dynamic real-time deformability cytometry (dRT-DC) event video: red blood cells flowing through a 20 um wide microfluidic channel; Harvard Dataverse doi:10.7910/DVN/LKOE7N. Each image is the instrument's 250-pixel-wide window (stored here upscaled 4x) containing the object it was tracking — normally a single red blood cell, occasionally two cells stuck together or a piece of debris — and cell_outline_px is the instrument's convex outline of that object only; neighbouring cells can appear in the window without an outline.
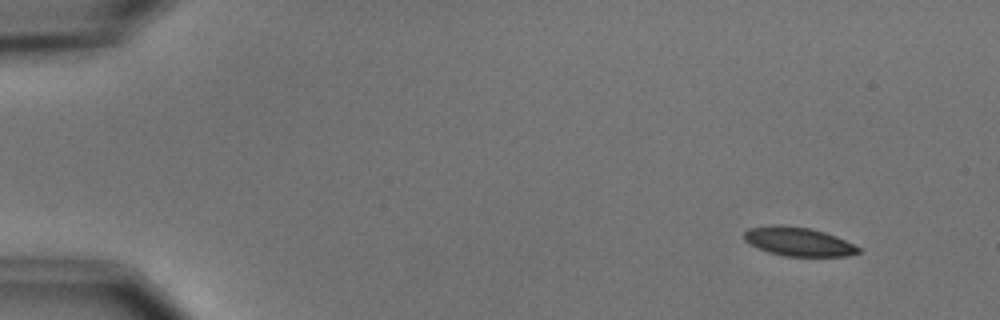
{"species": "common noctule bat (a hibernating species)", "species_latin": "Nyctalus noctula", "temperature_condition": "cold", "stored_images_in_passage": 6, "camera_frame_rate_fps": 3000, "um_per_image_px": 0.085, "animal": {"sex": "male", "body_mass_g": 15.6}, "frame": {"image": 1, "passage_image": 1, "time_ms": 0.0, "image_size_px": [1000, 320], "cell_outline_px": [[860, 252], [848, 256], [784, 256], [768, 252], [748, 244], [744, 240], [744, 232], [748, 228], [772, 224], [776, 224], [808, 228], [824, 232], [836, 236], [860, 248]], "centroid_in_image_um": [67.81, 20.53], "position_along_channel_um": 17.2, "area_um2": 19.19}}
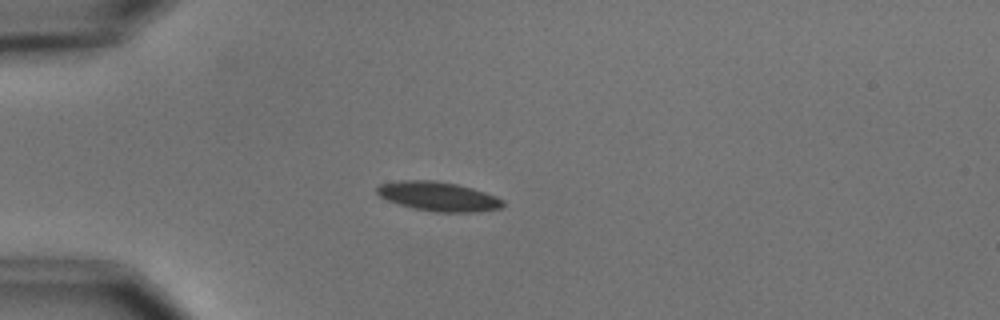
{"frame": {"image": 2, "passage_image": 4, "time_ms": 3.333, "image_size_px": [1000, 320], "cell_outline_px": [[504, 204], [500, 208], [476, 212], [436, 212], [412, 208], [388, 200], [380, 196], [376, 192], [376, 188], [380, 184], [400, 180], [436, 180], [456, 184], [472, 188], [496, 196], [504, 200]], "centroid_in_image_um": [37.26, 16.69], "position_along_channel_um": 47.7, "area_um2": 21.44}}